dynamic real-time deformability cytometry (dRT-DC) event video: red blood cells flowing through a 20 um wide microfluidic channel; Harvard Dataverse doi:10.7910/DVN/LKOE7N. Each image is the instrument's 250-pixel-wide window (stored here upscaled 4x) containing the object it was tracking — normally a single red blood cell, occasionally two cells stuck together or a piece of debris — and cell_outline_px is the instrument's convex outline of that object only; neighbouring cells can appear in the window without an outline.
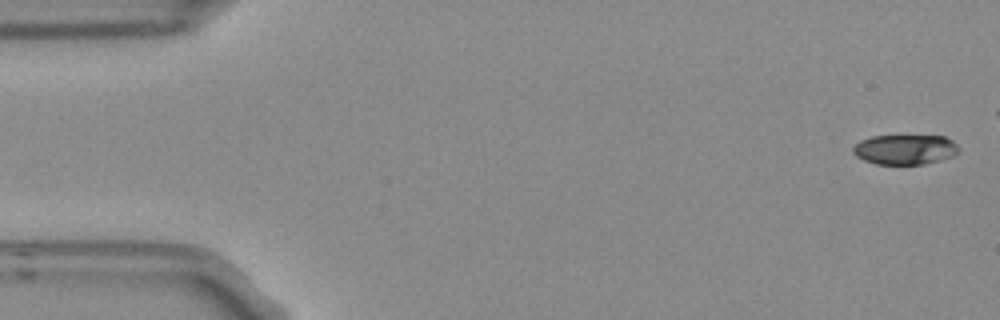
{"species": "Egyptian fruit bat (a non-hibernating species)", "species_latin": "Rousettus aegyptiacus", "temperature_condition": "room temperature", "stored_images_in_passage": 6, "camera_frame_rate_fps": 3000, "um_per_image_px": 0.085, "frame": {"image": 1, "passage_image": 1, "time_ms": 0.0, "image_size_px": [1000, 320], "cell_outline_px": [[960, 152], [956, 156], [924, 164], [876, 164], [864, 160], [856, 156], [852, 152], [852, 148], [860, 140], [872, 136], [944, 136], [952, 140], [960, 148]], "centroid_in_image_um": [76.96, 12.71], "position_along_channel_um": 8.0, "area_um2": 18.61}}